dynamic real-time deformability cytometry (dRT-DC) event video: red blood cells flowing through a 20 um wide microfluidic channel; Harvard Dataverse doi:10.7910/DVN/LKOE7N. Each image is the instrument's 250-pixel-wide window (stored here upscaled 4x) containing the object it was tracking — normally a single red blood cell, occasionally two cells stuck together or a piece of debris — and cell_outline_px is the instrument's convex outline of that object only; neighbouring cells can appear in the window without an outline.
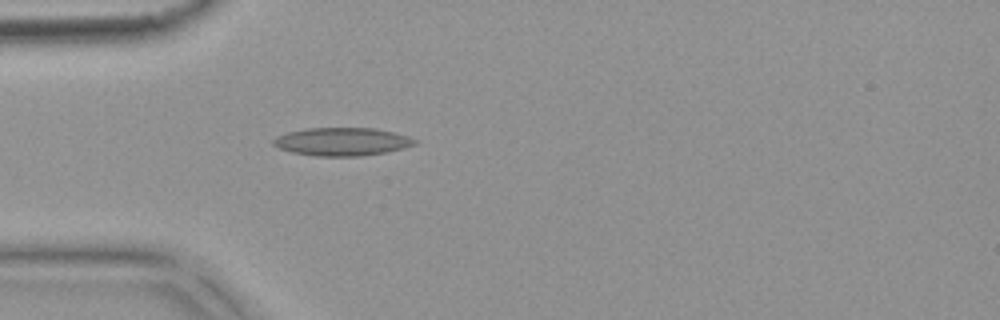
{"species": "common noctule bat (a hibernating species)", "species_latin": "Nyctalus noctula", "temperature_condition": "warm", "stored_images_in_passage": 5, "camera_frame_rate_fps": 3000, "um_per_image_px": 0.085, "animal": {"sex": "female", "body_mass_g": 18.4}, "frame": {"image": 1, "passage_image": 5, "time_ms": 1.333, "image_size_px": [1000, 320], "cell_outline_px": [[416, 144], [404, 148], [384, 152], [360, 156], [316, 156], [292, 152], [280, 148], [272, 144], [272, 140], [276, 136], [288, 132], [308, 128], [376, 128], [408, 136], [416, 140]], "centroid_in_image_um": [29.06, 12.04], "position_along_channel_um": 55.9, "area_um2": 23.0}}